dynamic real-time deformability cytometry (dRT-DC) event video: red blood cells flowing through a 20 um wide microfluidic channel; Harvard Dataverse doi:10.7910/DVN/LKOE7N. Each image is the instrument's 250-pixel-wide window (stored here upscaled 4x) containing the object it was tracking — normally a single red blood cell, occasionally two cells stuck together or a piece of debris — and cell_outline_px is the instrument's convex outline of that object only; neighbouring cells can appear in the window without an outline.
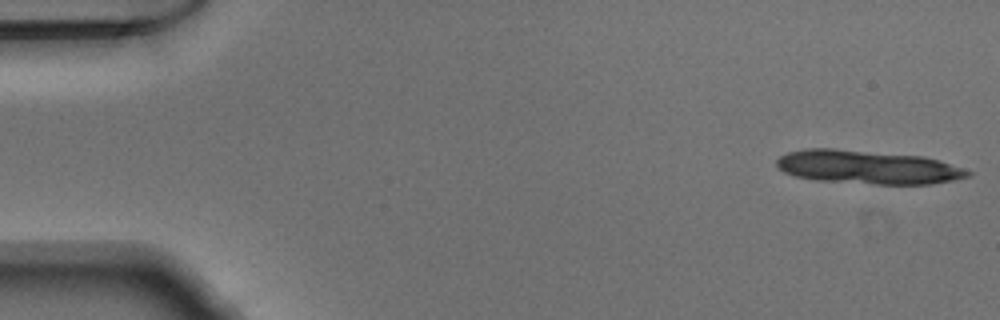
{"species": "Egyptian fruit bat (a non-hibernating species)", "species_latin": "Rousettus aegyptiacus", "temperature_condition": "warm", "stored_images_in_passage": 11, "camera_frame_rate_fps": 3000, "um_per_image_px": 0.085, "animal": {"sex": "male"}, "frame": {"image": 1, "passage_image": 1, "time_ms": 0.0, "image_size_px": [1000, 320], "cell_outline_px": [[972, 172], [968, 176], [952, 180], [932, 184], [876, 184], [816, 180], [796, 176], [784, 172], [776, 164], [776, 160], [780, 156], [788, 152], [804, 148], [836, 148], [924, 156]], "centroid_in_image_um": [73.69, 14.19], "position_along_channel_um": 11.3, "area_um2": 37.22}}